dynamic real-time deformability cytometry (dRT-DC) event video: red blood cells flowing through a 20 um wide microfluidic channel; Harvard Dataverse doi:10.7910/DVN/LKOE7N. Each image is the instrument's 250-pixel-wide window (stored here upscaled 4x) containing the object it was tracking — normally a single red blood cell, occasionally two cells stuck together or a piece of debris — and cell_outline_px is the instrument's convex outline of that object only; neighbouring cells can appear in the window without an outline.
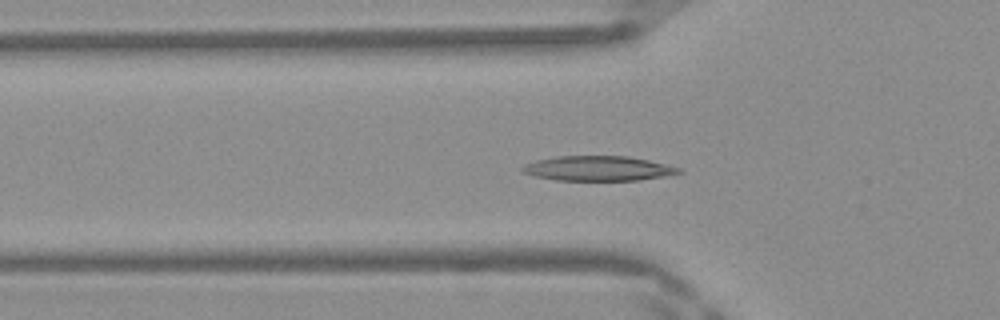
{"species": "Egyptian fruit bat (a non-hibernating species)", "species_latin": "Rousettus aegyptiacus", "temperature_condition": "warm", "stored_images_in_passage": 49, "camera_frame_rate_fps": 3000, "um_per_image_px": 0.085, "frame": {"image": 1, "passage_image": 16, "time_ms": 5.0, "image_size_px": [1000, 320], "cell_outline_px": [[684, 172], [668, 176], [640, 180], [556, 180], [536, 176], [520, 172], [520, 168], [524, 164], [536, 160], [556, 156], [628, 156], [648, 160], [680, 168]], "centroid_in_image_um": [50.83, 14.31], "position_along_channel_um": 75.0, "area_um2": 22.72}}
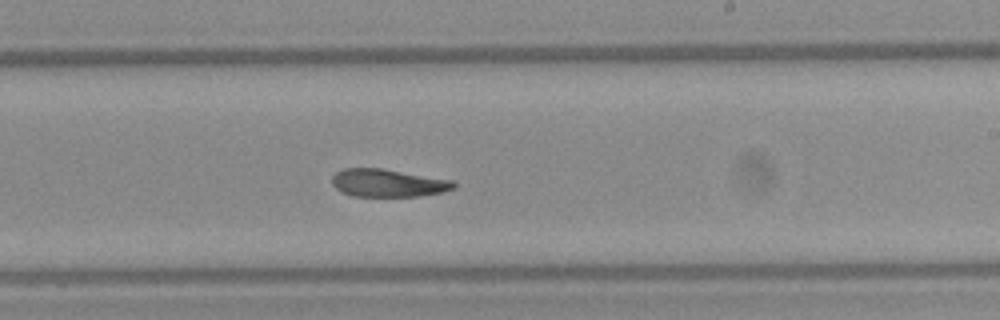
{"frame": {"image": 2, "passage_image": 29, "time_ms": 9.333, "image_size_px": [1000, 320], "cell_outline_px": [[456, 188], [444, 192], [420, 196], [352, 196], [340, 192], [332, 184], [332, 176], [336, 172], [344, 168], [380, 168], [452, 180], [456, 184]], "centroid_in_image_um": [32.97, 15.56], "position_along_channel_um": 256.0, "area_um2": 19.77}}
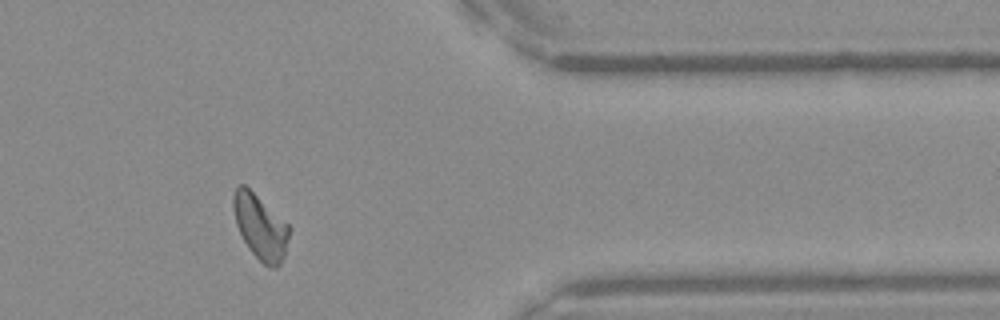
{"frame": {"image": 3, "passage_image": 40, "time_ms": 13.0, "image_size_px": [1000, 320], "cell_outline_px": [[292, 228], [284, 256], [280, 264], [276, 268], [268, 268], [248, 248], [236, 224], [232, 208], [232, 196], [236, 184], [244, 184], [288, 224]], "centroid_in_image_um": [22.12, 19.28], "position_along_channel_um": 389.3, "area_um2": 21.15}, "authors_computed_cell_mechanics": {"area_um2": 21.0392, "velocity_mm_per_s": 4.1614, "shape_relaxation_time_tau1_ms": 7.7818, "shape_relaxation_time_tau2_ms": 6.3864, "deformation_change_tau1": 0.2214, "deformation_change_tau2": 0.1414}}